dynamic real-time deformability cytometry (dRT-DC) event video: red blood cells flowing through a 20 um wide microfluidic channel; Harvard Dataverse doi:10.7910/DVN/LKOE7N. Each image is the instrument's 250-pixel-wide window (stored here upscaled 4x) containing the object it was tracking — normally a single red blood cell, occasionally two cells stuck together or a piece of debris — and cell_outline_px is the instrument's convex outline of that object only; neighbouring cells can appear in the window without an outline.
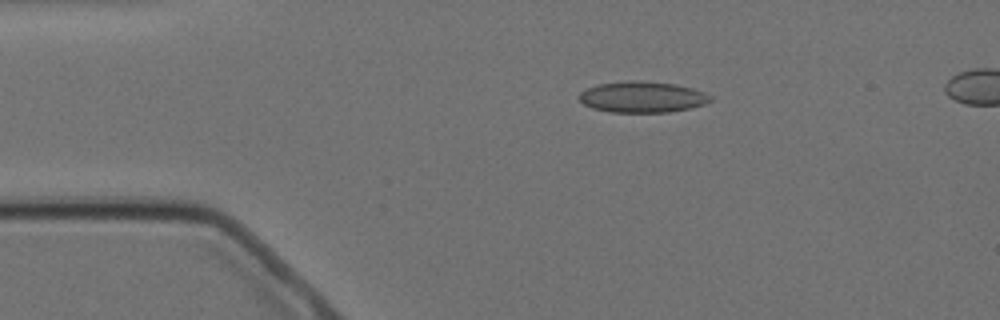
{"species": "Egyptian fruit bat (a non-hibernating species)", "species_latin": "Rousettus aegyptiacus", "temperature_condition": "cold", "stored_images_in_passage": 6, "camera_frame_rate_fps": 3000, "um_per_image_px": 0.085, "animal": {"sex": "female"}, "frame": {"image": 1, "passage_image": 3, "time_ms": 2.333, "image_size_px": [1000, 320], "cell_outline_px": [[712, 100], [704, 104], [688, 108], [668, 112], [612, 112], [592, 108], [584, 104], [576, 96], [580, 92], [596, 84], [628, 80], [640, 80], [676, 84], [692, 88], [704, 92], [712, 96]], "centroid_in_image_um": [54.57, 8.23], "position_along_channel_um": 30.4, "area_um2": 23.87}}
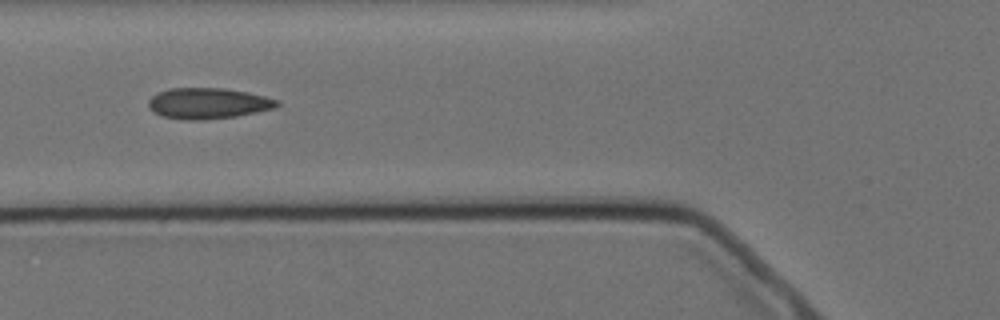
{"frame": {"image": 2, "passage_image": 6, "time_ms": 5.667, "image_size_px": [1000, 320], "cell_outline_px": [[280, 104], [276, 108], [236, 116], [204, 120], [184, 120], [160, 116], [148, 104], [148, 100], [156, 92], [168, 88], [224, 88], [248, 92], [280, 100]], "centroid_in_image_um": [17.7, 8.78], "position_along_channel_um": 108.1, "area_um2": 23.29}}